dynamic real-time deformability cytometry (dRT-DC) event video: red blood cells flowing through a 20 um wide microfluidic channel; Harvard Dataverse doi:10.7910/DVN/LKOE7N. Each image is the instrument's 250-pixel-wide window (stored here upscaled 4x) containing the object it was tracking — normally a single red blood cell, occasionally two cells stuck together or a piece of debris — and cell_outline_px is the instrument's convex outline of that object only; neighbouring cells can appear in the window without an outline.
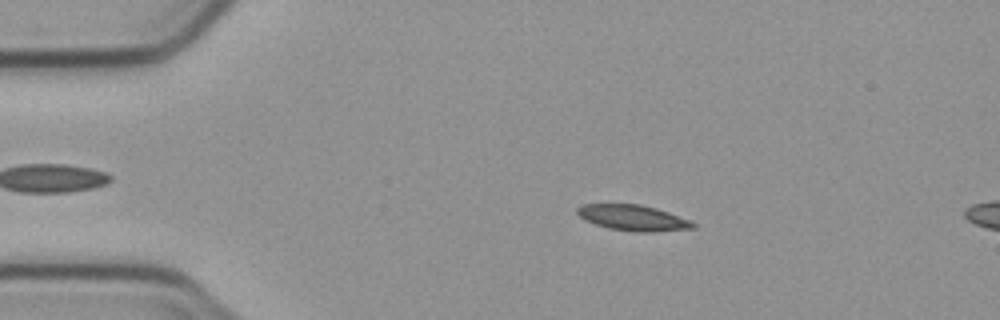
{"species": "common noctule bat (a hibernating species)", "species_latin": "Nyctalus noctula", "temperature_condition": "cold", "stored_images_in_passage": 4, "camera_frame_rate_fps": 3000, "um_per_image_px": 0.085, "animal": {"sex": "male", "body_mass_g": 23.1, "forearm_length_mm": 52.7}, "frame": {"image": 1, "passage_image": 2, "time_ms": 1.333, "image_size_px": [1000, 320], "cell_outline_px": [[696, 228], [656, 232], [636, 232], [608, 228], [584, 220], [576, 212], [576, 208], [584, 204], [640, 204], [656, 208], [692, 220], [696, 224]], "centroid_in_image_um": [53.85, 18.52], "position_along_channel_um": 31.2, "area_um2": 17.51}}